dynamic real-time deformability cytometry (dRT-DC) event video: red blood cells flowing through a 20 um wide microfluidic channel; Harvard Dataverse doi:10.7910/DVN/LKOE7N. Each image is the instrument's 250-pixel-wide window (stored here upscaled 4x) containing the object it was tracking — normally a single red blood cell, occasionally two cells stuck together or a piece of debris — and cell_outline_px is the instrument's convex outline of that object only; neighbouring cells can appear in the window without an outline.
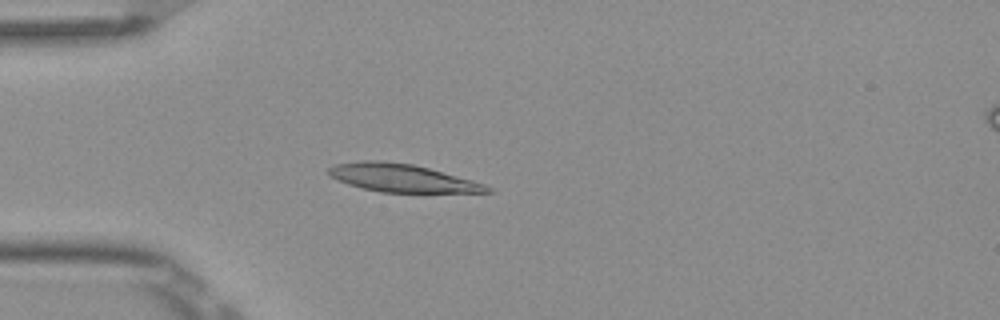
{"species": "Egyptian fruit bat (a non-hibernating species)", "species_latin": "Rousettus aegyptiacus", "temperature_condition": "room temperature", "stored_images_in_passage": 5, "camera_frame_rate_fps": 3000, "um_per_image_px": 0.085, "frame": {"image": 1, "passage_image": 4, "time_ms": 1.0, "image_size_px": [1000, 320], "cell_outline_px": [[496, 192], [380, 192], [348, 184], [336, 180], [328, 176], [328, 168], [336, 164], [360, 160], [380, 160], [412, 164], [428, 168], [472, 180], [484, 184], [492, 188]], "centroid_in_image_um": [34.13, 15.12], "position_along_channel_um": 50.9, "area_um2": 25.66}}